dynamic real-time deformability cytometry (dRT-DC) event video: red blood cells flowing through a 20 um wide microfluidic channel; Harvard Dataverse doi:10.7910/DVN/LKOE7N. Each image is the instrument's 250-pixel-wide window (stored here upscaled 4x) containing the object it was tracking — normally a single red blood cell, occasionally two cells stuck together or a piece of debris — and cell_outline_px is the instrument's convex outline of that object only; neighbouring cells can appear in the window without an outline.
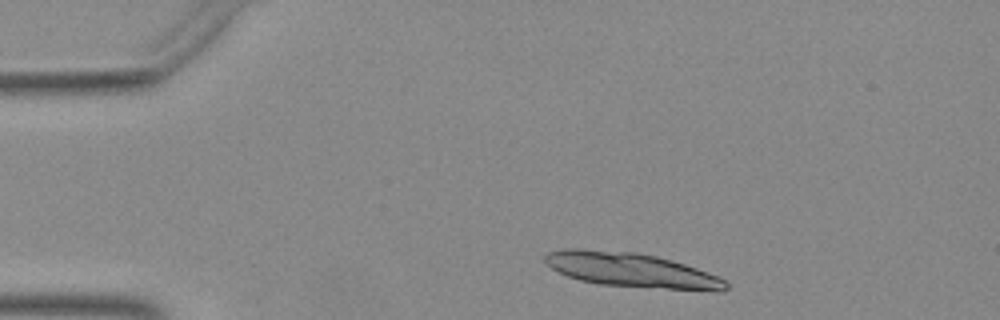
{"species": "Egyptian fruit bat (a non-hibernating species)", "species_latin": "Rousettus aegyptiacus", "temperature_condition": "warm", "stored_images_in_passage": 45, "segment_of_instrument_passage": [1, 2], "camera_frame_rate_fps": 3000, "um_per_image_px": 0.085, "animal": {"sex": "female"}, "frame": {"image": 1, "passage_image": 3, "time_ms": 0.667, "image_size_px": [1000, 320], "cell_outline_px": [[728, 288], [720, 292], [716, 292], [600, 284], [580, 280], [568, 276], [552, 268], [544, 260], [544, 256], [548, 252], [564, 248], [580, 248], [636, 252], [656, 256], [684, 264], [696, 268], [716, 276], [724, 280], [728, 284]], "centroid_in_image_um": [53.67, 22.95], "position_along_channel_um": 31.3, "area_um2": 36.18}}